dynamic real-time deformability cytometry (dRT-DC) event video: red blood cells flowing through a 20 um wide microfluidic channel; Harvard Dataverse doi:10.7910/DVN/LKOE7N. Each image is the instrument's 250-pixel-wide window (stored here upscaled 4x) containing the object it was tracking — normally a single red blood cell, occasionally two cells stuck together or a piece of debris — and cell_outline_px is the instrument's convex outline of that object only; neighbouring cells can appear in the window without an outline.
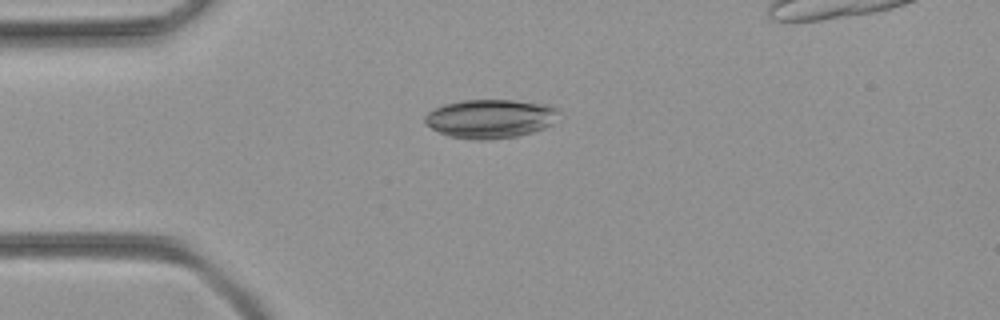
{"species": "common noctule bat (a hibernating species)", "species_latin": "Nyctalus noctula", "temperature_condition": "room temperature", "stored_images_in_passage": 37, "camera_frame_rate_fps": 3000, "um_per_image_px": 0.085, "animal": {"sex": "female", "body_mass_g": 21.9}, "frame": {"image": 1, "passage_image": 2, "time_ms": 0.333, "image_size_px": [1000, 320], "cell_outline_px": [[560, 108], [552, 124], [544, 128], [532, 132], [516, 136], [488, 140], [476, 140], [448, 136], [432, 128], [424, 120], [424, 116], [428, 112], [444, 104], [460, 100], [512, 100], [552, 104]], "centroid_in_image_um": [41.71, 10.07], "position_along_channel_um": 43.3, "area_um2": 30.4}}
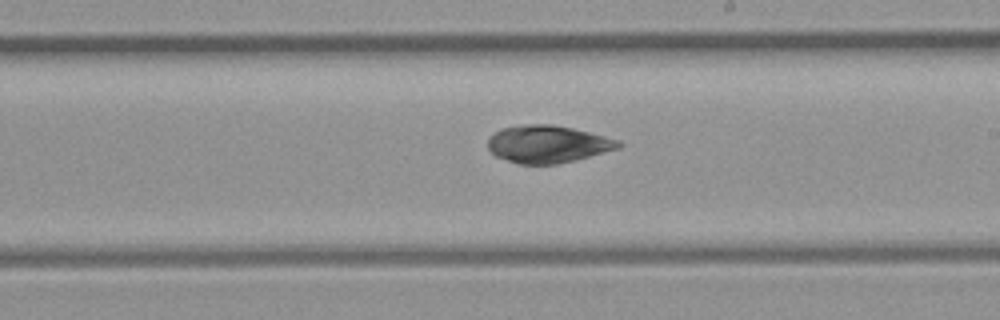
{"frame": {"image": 2, "passage_image": 18, "time_ms": 5.667, "image_size_px": [1000, 320], "cell_outline_px": [[624, 144], [620, 148], [556, 164], [520, 164], [496, 156], [488, 148], [488, 140], [496, 132], [504, 128], [524, 124], [552, 124], [572, 128], [620, 140]], "centroid_in_image_um": [46.57, 12.24], "position_along_channel_um": 242.4, "area_um2": 28.09}}
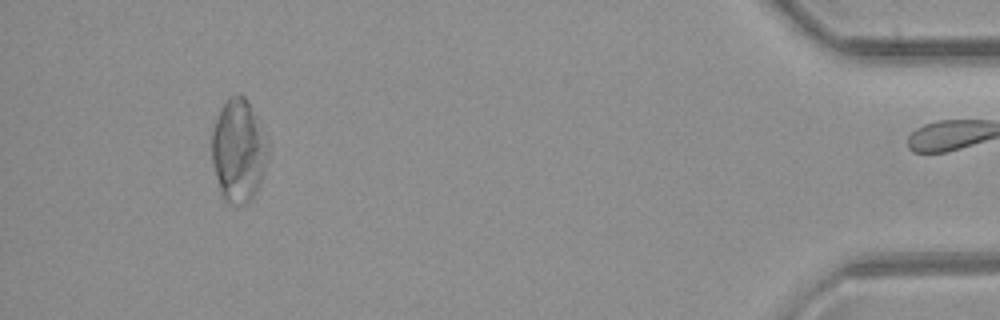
{"frame": {"image": 3, "passage_image": 36, "time_ms": 11.667, "image_size_px": [1000, 320], "cell_outline_px": [[268, 152], [264, 172], [256, 192], [244, 204], [228, 204], [220, 196], [212, 164], [212, 132], [220, 108], [224, 100], [228, 96], [236, 92], [240, 92], [248, 100], [252, 108], [268, 144]], "centroid_in_image_um": [20.24, 12.78], "position_along_channel_um": 415.0, "area_um2": 33.93}}